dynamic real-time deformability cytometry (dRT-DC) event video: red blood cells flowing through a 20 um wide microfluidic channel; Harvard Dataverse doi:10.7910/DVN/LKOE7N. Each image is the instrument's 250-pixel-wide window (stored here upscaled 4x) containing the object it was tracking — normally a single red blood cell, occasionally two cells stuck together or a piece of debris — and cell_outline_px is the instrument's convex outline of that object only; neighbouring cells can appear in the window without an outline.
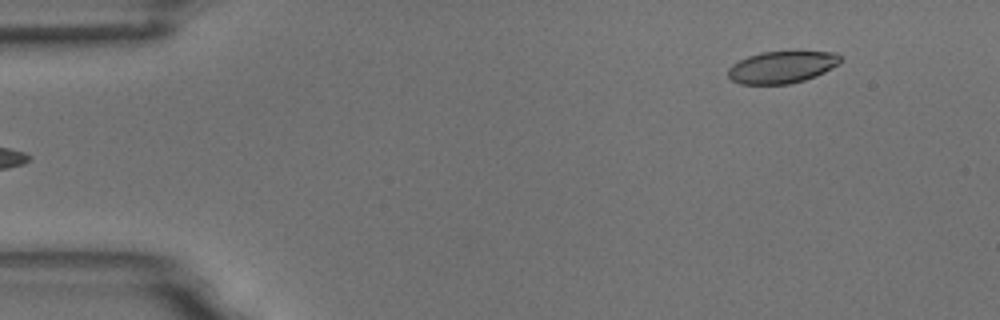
{"species": "common noctule bat (a hibernating species)", "species_latin": "Nyctalus noctula", "temperature_condition": "room temperature", "stored_images_in_passage": 6, "segment_of_instrument_passage": [2, 2], "camera_frame_rate_fps": 3000, "um_per_image_px": 0.085, "animal": {"sex": "male", "body_mass_g": 18.8}, "frame": {"image": 1, "passage_image": 6, "time_ms": 6.0, "image_size_px": [1000, 320], "cell_outline_px": [[840, 64], [816, 76], [804, 80], [788, 84], [740, 84], [732, 80], [728, 76], [728, 68], [732, 64], [748, 56], [760, 52], [792, 48], [836, 52], [840, 56]], "centroid_in_image_um": [66.51, 5.64], "position_along_channel_um": 18.5, "area_um2": 21.96}}